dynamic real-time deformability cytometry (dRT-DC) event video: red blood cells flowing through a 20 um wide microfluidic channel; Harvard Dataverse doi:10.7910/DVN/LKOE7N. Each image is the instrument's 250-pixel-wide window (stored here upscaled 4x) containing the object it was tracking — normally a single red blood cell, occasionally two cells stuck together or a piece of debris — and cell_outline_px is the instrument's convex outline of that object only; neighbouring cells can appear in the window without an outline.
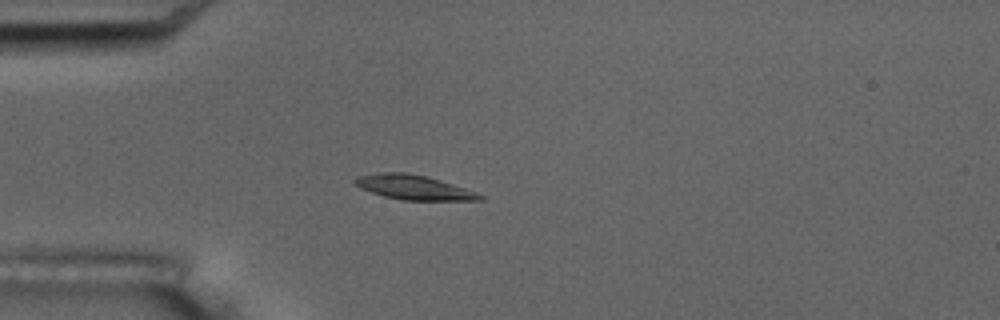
{"species": "common noctule bat (a hibernating species)", "species_latin": "Nyctalus noctula", "temperature_condition": "room temperature", "stored_images_in_passage": 14, "camera_frame_rate_fps": 3000, "um_per_image_px": 0.085, "animal": {"sex": "male", "body_mass_g": 17.5, "forearm_length_mm": 52.3}, "frame": {"image": 1, "passage_image": 3, "time_ms": 2.333, "image_size_px": [1000, 320], "cell_outline_px": [[484, 200], [404, 200], [384, 196], [360, 188], [352, 180], [360, 176], [380, 172], [404, 172], [424, 176], [440, 180], [476, 192], [484, 196]], "centroid_in_image_um": [35.16, 15.93], "position_along_channel_um": 49.8, "area_um2": 17.57}}
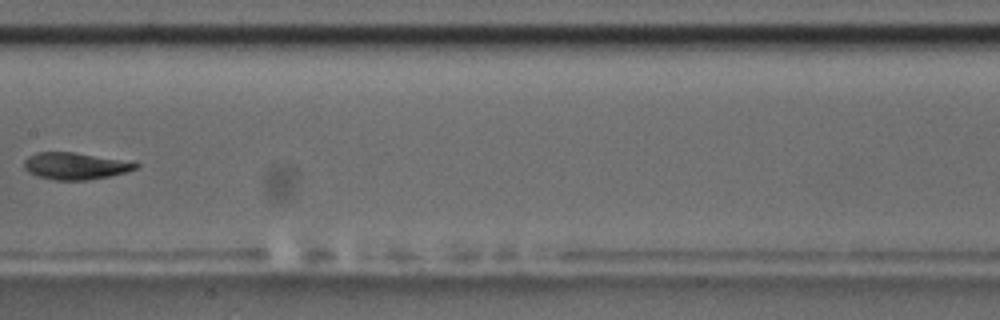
{"frame": {"image": 2, "passage_image": 7, "time_ms": 7.0, "image_size_px": [1000, 320], "cell_outline_px": [[140, 164], [136, 168], [124, 172], [108, 176], [84, 180], [56, 180], [36, 176], [28, 172], [24, 168], [24, 160], [28, 156], [36, 152], [72, 152], [136, 160]], "centroid_in_image_um": [6.44, 14.08], "position_along_channel_um": 201.0, "area_um2": 17.8}, "authors_computed_cell_mechanics": {"area_um2": 17.5423, "velocity_mm_per_s": 3.5132, "shape_relaxation_time_tau1_ms": 3.8249, "shape_relaxation_time_tau2_ms": 3.1513, "deformation_change_tau1": 0.1525, "deformation_change_tau2": 0.0462}}